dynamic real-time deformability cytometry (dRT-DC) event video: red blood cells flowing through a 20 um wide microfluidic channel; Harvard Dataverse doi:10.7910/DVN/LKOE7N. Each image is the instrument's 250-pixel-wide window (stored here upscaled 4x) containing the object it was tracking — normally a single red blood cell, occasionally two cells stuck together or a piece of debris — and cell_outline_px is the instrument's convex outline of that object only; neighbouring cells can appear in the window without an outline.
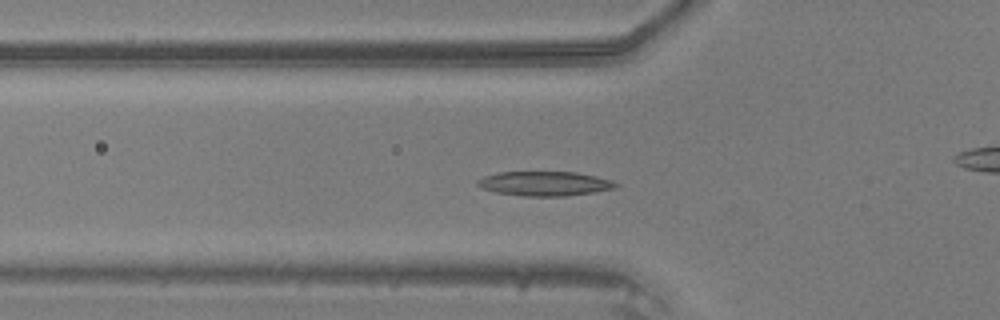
{"species": "common noctule bat (a hibernating species)", "species_latin": "Nyctalus noctula", "temperature_condition": "warm", "stored_images_in_passage": 44, "camera_frame_rate_fps": 3000, "um_per_image_px": 0.085, "animal": {"sex": "male", "body_mass_g": 20.5, "forearm_length_mm": 52.5}, "frame": {"image": 1, "passage_image": 17, "time_ms": 5.333, "image_size_px": [1000, 320], "cell_outline_px": [[620, 188], [568, 196], [524, 196], [496, 192], [484, 188], [476, 184], [476, 180], [484, 176], [500, 172], [576, 172], [596, 176], [612, 180], [620, 184]], "centroid_in_image_um": [46.37, 15.6], "position_along_channel_um": 79.4, "area_um2": 19.83}}
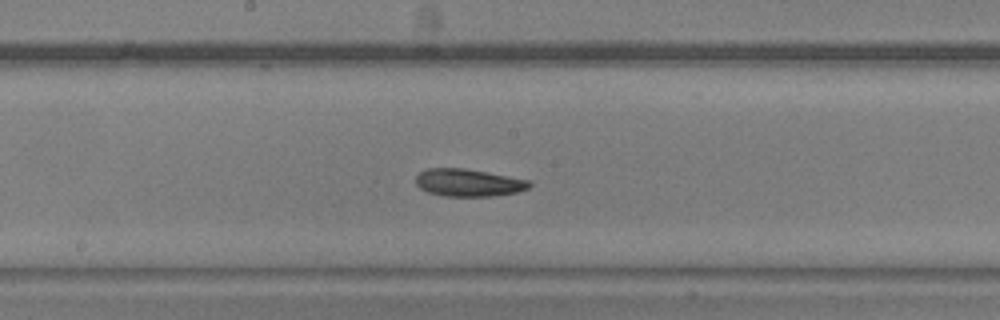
{"frame": {"image": 2, "passage_image": 26, "time_ms": 8.333, "image_size_px": [1000, 320], "cell_outline_px": [[532, 184], [528, 188], [516, 192], [492, 196], [444, 196], [428, 192], [420, 188], [416, 184], [416, 176], [420, 172], [428, 168], [464, 168], [488, 172], [532, 180]], "centroid_in_image_um": [39.84, 15.52], "position_along_channel_um": 208.4, "area_um2": 18.26}}
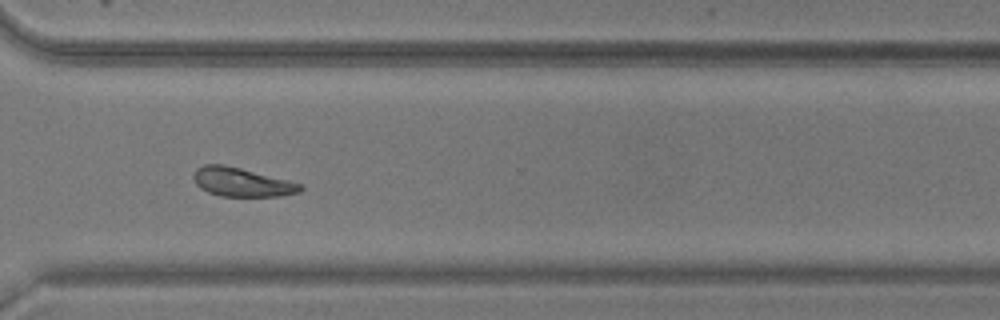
{"frame": {"image": 3, "passage_image": 36, "time_ms": 11.667, "image_size_px": [1000, 320], "cell_outline_px": [[304, 188], [300, 192], [280, 196], [220, 196], [208, 192], [200, 188], [196, 184], [192, 176], [196, 168], [204, 164], [224, 164], [304, 184]], "centroid_in_image_um": [20.55, 15.48], "position_along_channel_um": 350.1, "area_um2": 18.03}}